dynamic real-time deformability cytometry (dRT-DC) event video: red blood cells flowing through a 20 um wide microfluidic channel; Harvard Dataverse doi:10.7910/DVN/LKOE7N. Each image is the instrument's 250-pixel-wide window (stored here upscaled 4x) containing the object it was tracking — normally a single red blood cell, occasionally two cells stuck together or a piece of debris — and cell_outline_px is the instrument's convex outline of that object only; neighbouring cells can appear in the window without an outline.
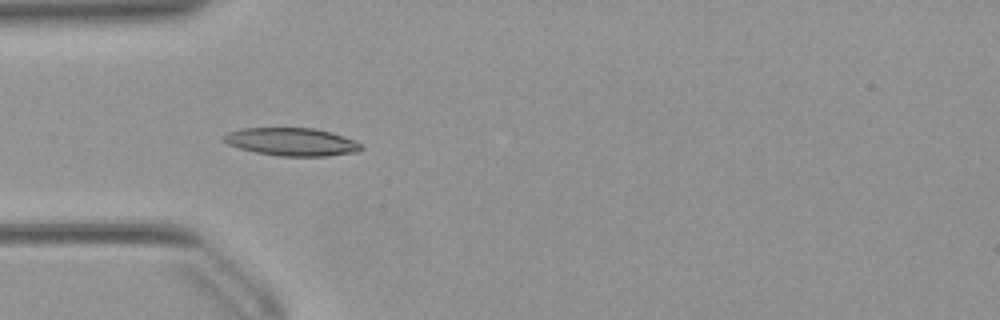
{"species": "Egyptian fruit bat (a non-hibernating species)", "species_latin": "Rousettus aegyptiacus", "temperature_condition": "warm", "stored_images_in_passage": 12, "camera_frame_rate_fps": 3000, "um_per_image_px": 0.085, "animal": {"sex": "female"}, "frame": {"image": 1, "passage_image": 4, "time_ms": 1.0, "image_size_px": [1000, 320], "cell_outline_px": [[364, 148], [360, 152], [328, 156], [280, 156], [256, 152], [240, 148], [228, 144], [224, 140], [224, 136], [228, 132], [244, 128], [316, 128], [332, 132], [352, 140], [360, 144]], "centroid_in_image_um": [24.84, 12.06], "position_along_channel_um": 60.2, "area_um2": 22.25}}
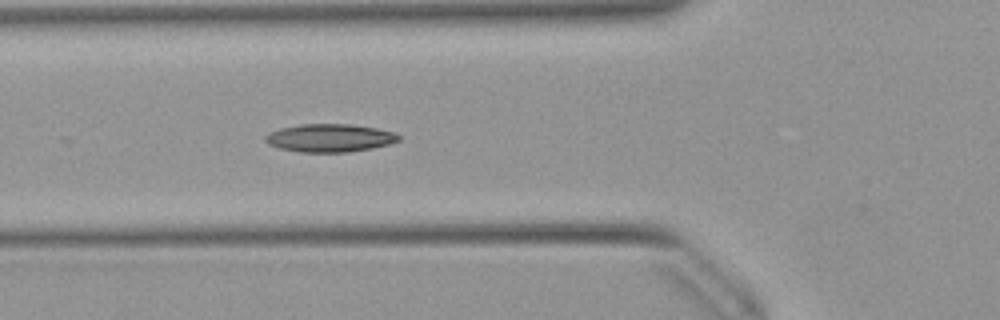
{"frame": {"image": 2, "passage_image": 7, "time_ms": 2.0, "image_size_px": [1000, 320], "cell_outline_px": [[400, 140], [388, 144], [372, 148], [348, 152], [300, 152], [280, 148], [268, 144], [264, 140], [264, 136], [268, 132], [280, 128], [300, 124], [352, 124], [376, 128], [396, 132], [400, 136]], "centroid_in_image_um": [28.01, 11.72], "position_along_channel_um": 97.8, "area_um2": 21.91}}